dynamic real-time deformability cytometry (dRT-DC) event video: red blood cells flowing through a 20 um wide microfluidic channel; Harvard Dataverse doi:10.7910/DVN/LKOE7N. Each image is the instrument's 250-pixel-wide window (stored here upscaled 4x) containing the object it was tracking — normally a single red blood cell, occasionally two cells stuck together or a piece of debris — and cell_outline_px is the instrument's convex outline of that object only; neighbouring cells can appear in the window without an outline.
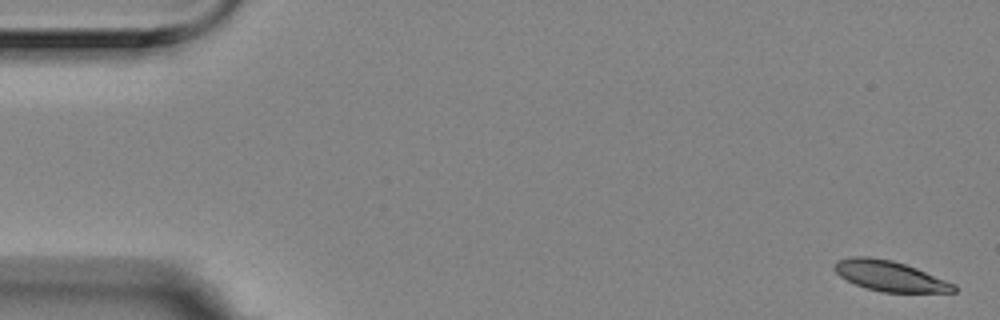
{"species": "Egyptian fruit bat (a non-hibernating species)", "species_latin": "Rousettus aegyptiacus", "temperature_condition": "room temperature", "stored_images_in_passage": 4, "camera_frame_rate_fps": 3000, "um_per_image_px": 0.085, "animal": {"sex": "female"}, "frame": {"image": 1, "passage_image": 1, "time_ms": 0.0, "image_size_px": [1000, 320], "cell_outline_px": [[956, 292], [880, 292], [856, 284], [840, 276], [832, 268], [836, 260], [852, 256], [868, 256], [892, 260], [916, 268], [956, 284]], "centroid_in_image_um": [75.62, 23.45], "position_along_channel_um": 9.4, "area_um2": 21.04}}